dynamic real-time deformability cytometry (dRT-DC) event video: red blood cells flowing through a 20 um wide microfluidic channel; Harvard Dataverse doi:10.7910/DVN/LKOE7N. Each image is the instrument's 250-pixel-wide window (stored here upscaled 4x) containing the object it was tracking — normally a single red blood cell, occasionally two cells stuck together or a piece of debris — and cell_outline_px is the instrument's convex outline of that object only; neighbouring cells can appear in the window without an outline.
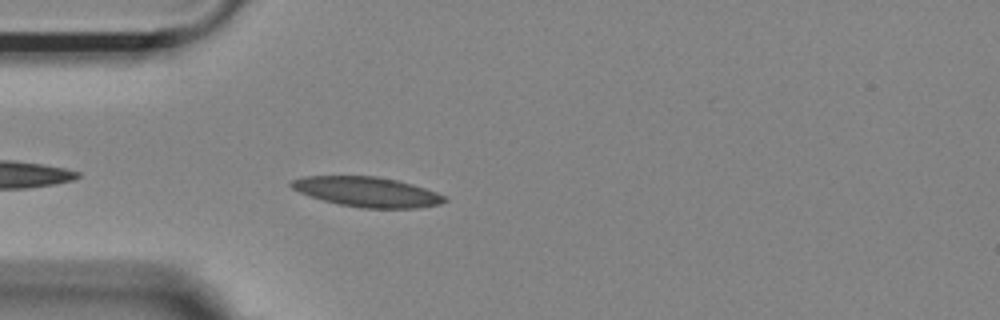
{"species": "Egyptian fruit bat (a non-hibernating species)", "species_latin": "Rousettus aegyptiacus", "temperature_condition": "room temperature", "stored_images_in_passage": 25, "camera_frame_rate_fps": 3000, "um_per_image_px": 0.085, "animal": {"sex": "female"}, "frame": {"image": 1, "passage_image": 3, "time_ms": 0.667, "image_size_px": [1000, 320], "cell_outline_px": [[448, 200], [440, 204], [420, 208], [360, 208], [340, 204], [324, 200], [300, 192], [292, 188], [288, 184], [292, 180], [304, 176], [376, 176], [396, 180], [412, 184], [436, 192], [444, 196]], "centroid_in_image_um": [31.22, 16.31], "position_along_channel_um": 53.8, "area_um2": 26.53}}
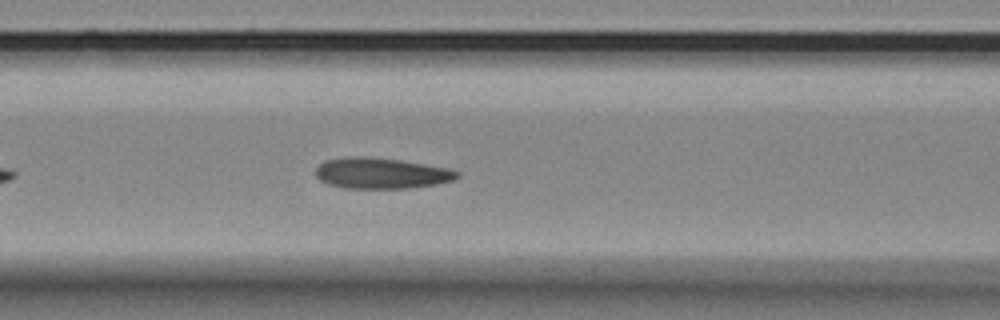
{"frame": {"image": 2, "passage_image": 10, "time_ms": 3.0, "image_size_px": [1000, 320], "cell_outline_px": [[460, 176], [456, 180], [436, 184], [408, 188], [344, 188], [328, 184], [320, 180], [316, 176], [316, 168], [324, 160], [348, 156], [372, 156], [400, 160], [448, 168], [460, 172]], "centroid_in_image_um": [32.41, 14.71], "position_along_channel_um": 134.2, "area_um2": 25.66}}
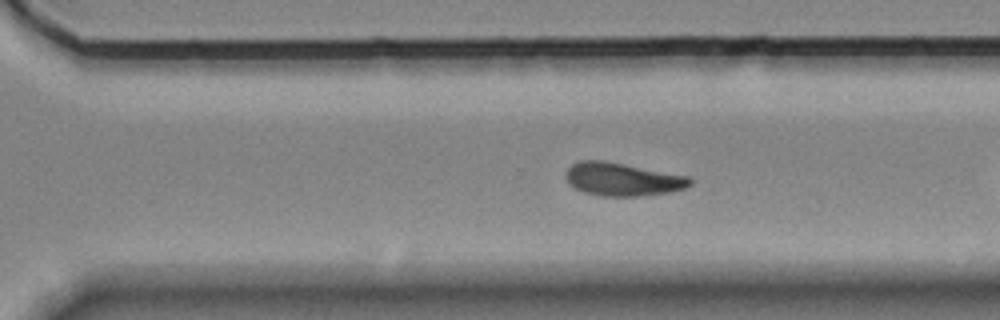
{"frame": {"image": 3, "passage_image": 22, "time_ms": 7.0, "image_size_px": [1000, 320], "cell_outline_px": [[692, 184], [684, 188], [672, 192], [640, 196], [600, 196], [584, 192], [572, 188], [568, 184], [564, 176], [564, 172], [572, 164], [580, 160], [604, 160], [688, 176], [692, 180]], "centroid_in_image_um": [52.86, 15.24], "position_along_channel_um": 317.7, "area_um2": 24.28}}